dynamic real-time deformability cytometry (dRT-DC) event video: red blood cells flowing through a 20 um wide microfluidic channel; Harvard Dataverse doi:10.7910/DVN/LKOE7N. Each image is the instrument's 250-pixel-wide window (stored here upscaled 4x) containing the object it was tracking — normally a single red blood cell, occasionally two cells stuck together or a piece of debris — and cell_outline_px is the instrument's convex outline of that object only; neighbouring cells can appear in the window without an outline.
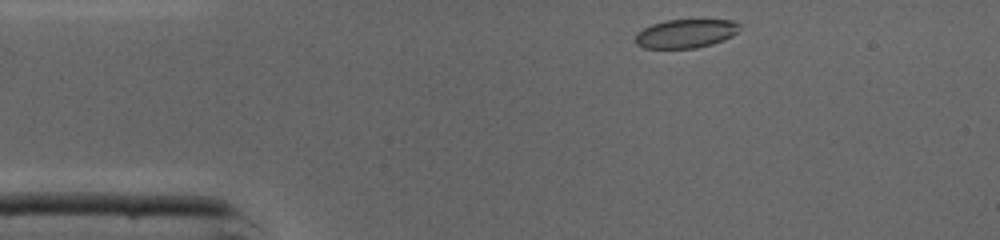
{"species": "common noctule bat (a hibernating species)", "species_latin": "Nyctalus noctula", "temperature_condition": "cold", "stored_images_in_passage": 39, "camera_frame_rate_fps": 3000, "um_per_image_px": 0.085, "animal": {"sex": "male", "body_mass_g": 19.0, "forearm_length_mm": 50.8}, "frame": {"image": 1, "passage_image": 1, "time_ms": 0.0, "image_size_px": [1000, 240], "cell_outline_px": [[740, 24], [736, 32], [732, 36], [724, 40], [712, 44], [696, 48], [644, 48], [636, 44], [636, 32], [652, 24], [664, 20], [732, 20]], "centroid_in_image_um": [58.27, 2.85], "position_along_channel_um": 26.7, "area_um2": 17.4}}
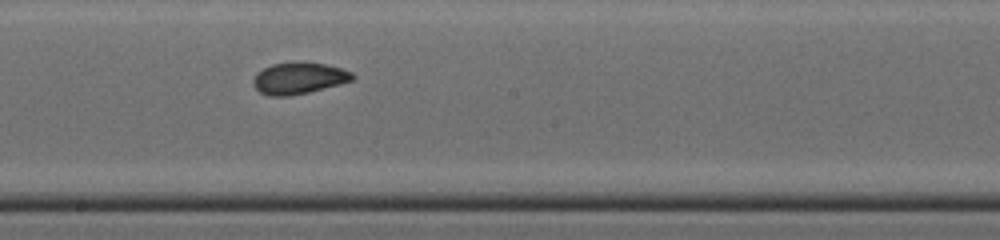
{"frame": {"image": 2, "passage_image": 18, "time_ms": 5.667, "image_size_px": [1000, 240], "cell_outline_px": [[356, 76], [352, 80], [340, 84], [308, 92], [288, 96], [272, 96], [260, 92], [256, 88], [252, 80], [256, 72], [272, 64], [296, 60], [300, 60], [324, 64], [340, 68], [352, 72]], "centroid_in_image_um": [25.39, 6.62], "position_along_channel_um": 222.8, "area_um2": 18.44}}
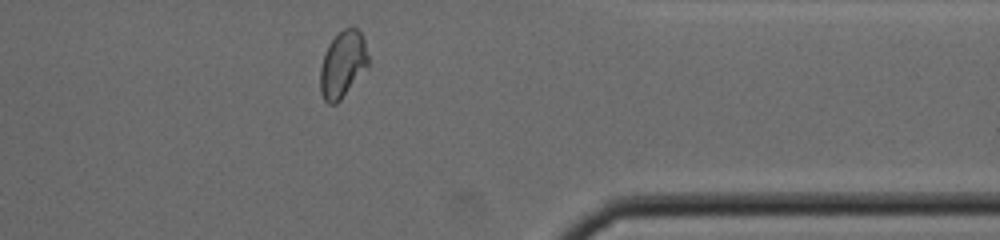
{"frame": {"image": 3, "passage_image": 30, "time_ms": 9.667, "image_size_px": [1000, 240], "cell_outline_px": [[368, 64], [340, 100], [336, 104], [328, 104], [324, 100], [320, 92], [320, 68], [328, 44], [344, 28], [352, 24], [364, 36], [368, 56]], "centroid_in_image_um": [29.12, 5.44], "position_along_channel_um": 382.3, "area_um2": 18.44}, "authors_computed_cell_mechanics": {"area_um2": 18.5538, "velocity_mm_per_s": 4.3526, "shape_relaxation_time_tau1_ms": 3.3932, "shape_relaxation_time_tau2_ms": 1.2835, "deformation_change_tau1": 0.0985, "deformation_change_tau2": 0.0446}}